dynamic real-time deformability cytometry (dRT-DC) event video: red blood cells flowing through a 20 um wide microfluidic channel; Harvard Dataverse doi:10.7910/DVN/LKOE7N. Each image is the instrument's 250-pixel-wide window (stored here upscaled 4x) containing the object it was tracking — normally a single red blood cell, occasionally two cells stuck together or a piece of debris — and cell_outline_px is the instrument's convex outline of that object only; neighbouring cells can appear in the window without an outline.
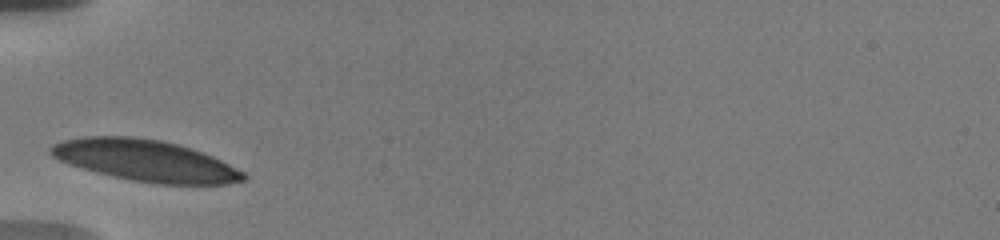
{"species": "human", "species_latin": "Homo sapiens", "temperature_condition": "warm", "stored_images_in_passage": 29, "camera_frame_rate_fps": 3000, "um_per_image_px": 0.085, "donor": {"sex": "male"}, "frame": {"image": 1, "passage_image": 1, "time_ms": 0.0, "image_size_px": [1000, 240], "cell_outline_px": [[248, 176], [244, 180], [224, 184], [156, 184], [132, 180], [112, 176], [96, 172], [68, 164], [52, 156], [48, 152], [48, 148], [52, 144], [64, 140], [84, 136], [132, 136], [160, 140], [192, 148], [212, 156], [244, 172]], "centroid_in_image_um": [12.32, 13.64], "position_along_channel_um": 72.7, "area_um2": 46.41}}
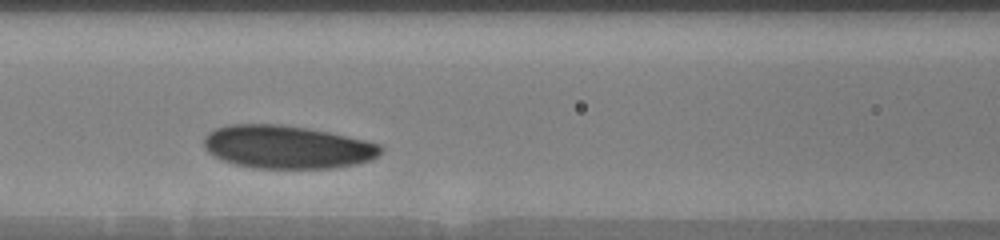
{"frame": {"image": 2, "passage_image": 6, "time_ms": 2.0, "image_size_px": [1000, 240], "cell_outline_px": [[384, 148], [372, 160], [356, 164], [332, 168], [252, 168], [236, 164], [224, 160], [208, 152], [204, 148], [204, 136], [208, 132], [216, 128], [228, 124], [280, 124], [308, 128], [328, 132], [364, 140], [380, 144]], "centroid_in_image_um": [24.39, 12.49], "position_along_channel_um": 142.2, "area_um2": 44.39}}
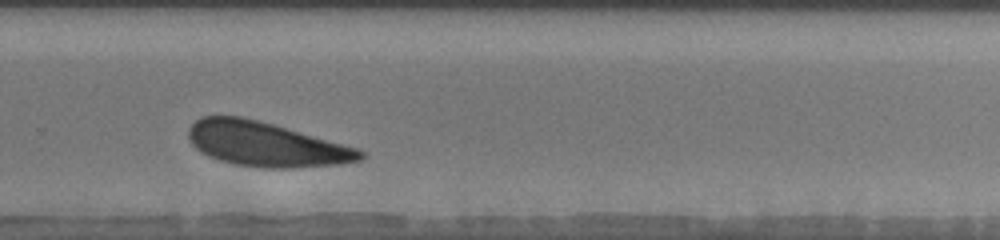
{"frame": {"image": 3, "passage_image": 21, "time_ms": 6.667, "image_size_px": [1000, 240], "cell_outline_px": [[368, 156], [360, 160], [340, 164], [292, 168], [264, 168], [232, 164], [208, 156], [200, 152], [192, 144], [188, 136], [188, 128], [200, 116], [240, 116], [272, 124], [356, 148], [364, 152]], "centroid_in_image_um": [22.56, 12.27], "position_along_channel_um": 307.2, "area_um2": 44.22}, "authors_computed_cell_mechanics": {"area_um2": 44.5638, "velocity_mm_per_s": 3.5474, "shape_relaxation_time_tau1_ms": 3.214, "shape_relaxation_time_tau2_ms": 5.0048, "deformation_change_tau1": 0.0949, "deformation_change_tau2": 0.118}}